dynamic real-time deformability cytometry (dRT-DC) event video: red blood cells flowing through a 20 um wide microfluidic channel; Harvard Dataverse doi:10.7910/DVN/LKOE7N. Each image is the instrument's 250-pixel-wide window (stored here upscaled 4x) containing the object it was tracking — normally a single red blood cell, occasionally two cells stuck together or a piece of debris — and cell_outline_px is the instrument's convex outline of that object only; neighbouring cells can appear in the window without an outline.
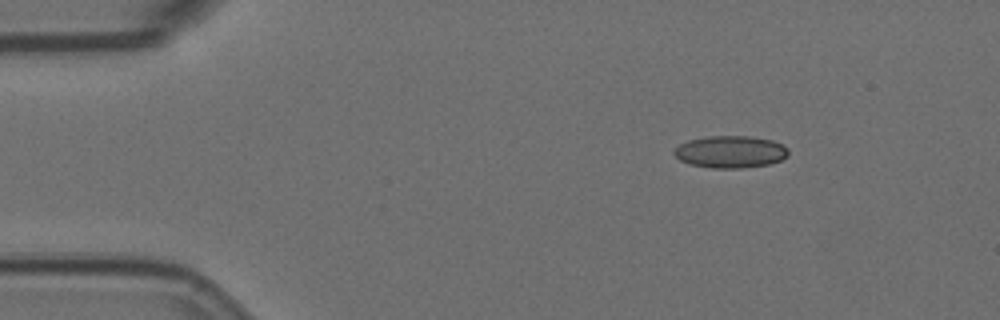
{"species": "Egyptian fruit bat (a non-hibernating species)", "species_latin": "Rousettus aegyptiacus", "temperature_condition": "room temperature", "stored_images_in_passage": 2, "camera_frame_rate_fps": 3000, "um_per_image_px": 0.085, "animal": {"sex": "female"}, "frame": {"image": 1, "passage_image": 1, "time_ms": 0.0, "image_size_px": [1000, 320], "cell_outline_px": [[788, 156], [780, 160], [768, 164], [740, 168], [712, 168], [692, 164], [680, 160], [672, 152], [680, 144], [688, 140], [708, 136], [748, 136], [772, 140], [788, 148]], "centroid_in_image_um": [62.08, 12.9], "position_along_channel_um": 22.9, "area_um2": 21.21}}